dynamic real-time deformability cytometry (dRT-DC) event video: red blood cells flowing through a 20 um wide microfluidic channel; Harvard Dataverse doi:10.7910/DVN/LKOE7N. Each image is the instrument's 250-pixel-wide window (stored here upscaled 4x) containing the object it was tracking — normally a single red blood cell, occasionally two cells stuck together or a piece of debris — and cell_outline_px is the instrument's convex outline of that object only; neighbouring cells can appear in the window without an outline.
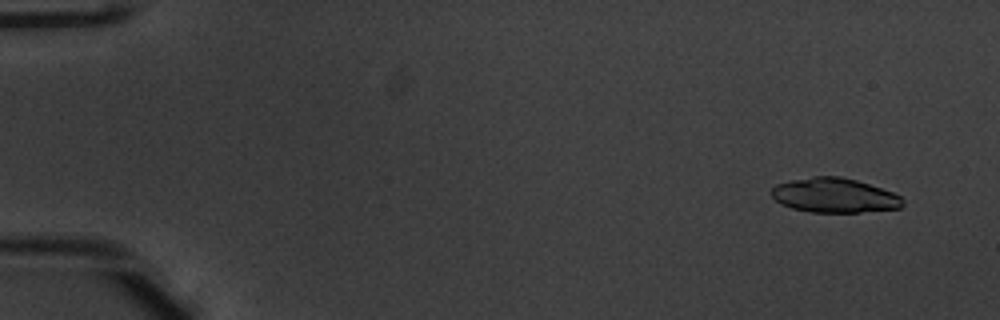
{"species": "common noctule bat (a hibernating species)", "species_latin": "Nyctalus noctula", "temperature_condition": "warm", "stored_images_in_passage": 49, "camera_frame_rate_fps": 3000, "um_per_image_px": 0.085, "animal": {"sex": "male", "body_mass_g": 20.1, "forearm_length_mm": 53.5}, "frame": {"image": 1, "passage_image": 1, "time_ms": 0.0, "image_size_px": [1000, 320], "cell_outline_px": [[904, 204], [900, 208], [860, 212], [812, 212], [792, 208], [780, 204], [772, 196], [772, 188], [776, 184], [788, 180], [812, 176], [840, 176], [856, 180], [892, 192], [900, 196], [904, 200]], "centroid_in_image_um": [70.9, 16.6], "position_along_channel_um": 14.1, "area_um2": 26.41}}